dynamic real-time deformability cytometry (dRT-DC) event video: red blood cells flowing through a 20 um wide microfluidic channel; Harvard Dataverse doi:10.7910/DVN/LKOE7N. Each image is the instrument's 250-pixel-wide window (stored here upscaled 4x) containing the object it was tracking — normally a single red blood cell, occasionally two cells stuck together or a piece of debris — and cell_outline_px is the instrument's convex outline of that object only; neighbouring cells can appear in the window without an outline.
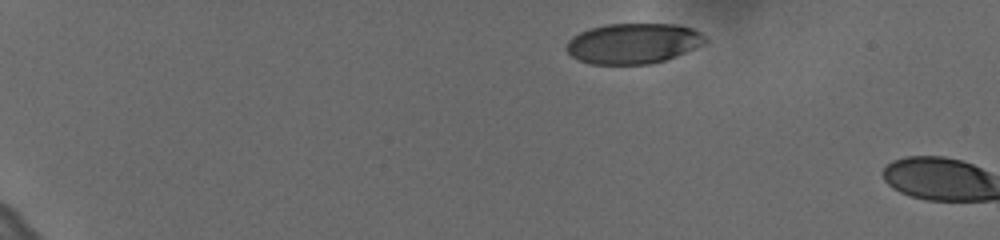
{"species": "human", "species_latin": "Homo sapiens", "temperature_condition": "cold", "stored_images_in_passage": 2, "camera_frame_rate_fps": 3000, "um_per_image_px": 0.085, "donor": {"sex": "female"}, "frame": {"image": 1, "passage_image": 1, "time_ms": 0.0, "image_size_px": [1000, 240], "cell_outline_px": [[704, 40], [700, 44], [684, 52], [664, 60], [648, 64], [592, 64], [580, 60], [572, 56], [568, 52], [568, 40], [572, 36], [588, 28], [608, 24], [676, 24], [692, 28], [700, 32], [704, 36]], "centroid_in_image_um": [53.77, 3.68], "position_along_channel_um": 31.2, "area_um2": 32.14}}